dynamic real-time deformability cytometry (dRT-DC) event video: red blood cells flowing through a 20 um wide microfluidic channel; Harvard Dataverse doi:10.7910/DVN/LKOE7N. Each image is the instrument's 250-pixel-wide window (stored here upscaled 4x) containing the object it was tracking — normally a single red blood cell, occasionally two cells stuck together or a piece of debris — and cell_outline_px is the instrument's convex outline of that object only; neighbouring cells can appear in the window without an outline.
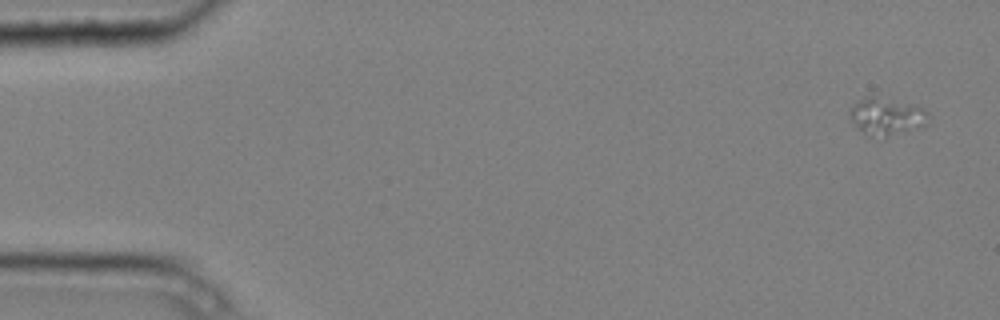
{"species": "common noctule bat (a hibernating species)", "species_latin": "Nyctalus noctula", "temperature_condition": "cold", "stored_images_in_passage": 5, "camera_frame_rate_fps": 3000, "um_per_image_px": 0.085, "animal": {"sex": "male", "body_mass_g": 20.4}, "frame": {"image": 1, "passage_image": 1, "time_ms": 0.0, "image_size_px": [1000, 320], "cell_outline_px": [[928, 124], [884, 136], [872, 136], [856, 128], [848, 112], [864, 96], [872, 96], [924, 108], [928, 112]], "centroid_in_image_um": [75.34, 9.89], "position_along_channel_um": 9.7, "area_um2": 16.24}}
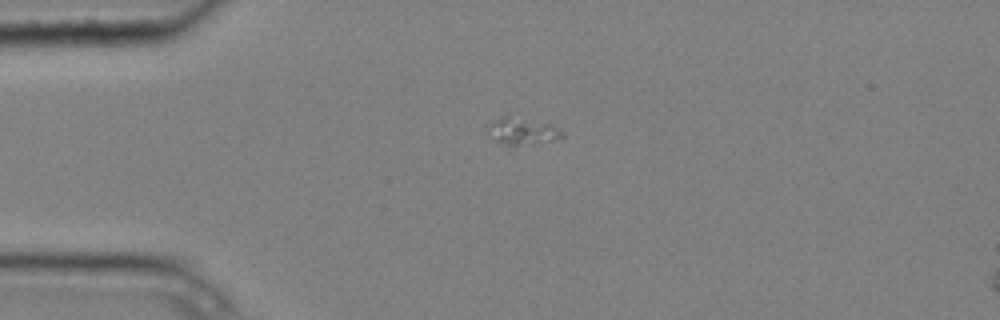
{"frame": {"image": 2, "passage_image": 4, "time_ms": 1.0, "image_size_px": [1000, 320], "cell_outline_px": [[564, 136], [552, 140], [512, 152], [508, 152], [484, 128], [492, 120], [500, 116], [508, 116], [548, 124], [564, 132]], "centroid_in_image_um": [44.28, 11.28], "position_along_channel_um": 40.7, "area_um2": 12.66}}